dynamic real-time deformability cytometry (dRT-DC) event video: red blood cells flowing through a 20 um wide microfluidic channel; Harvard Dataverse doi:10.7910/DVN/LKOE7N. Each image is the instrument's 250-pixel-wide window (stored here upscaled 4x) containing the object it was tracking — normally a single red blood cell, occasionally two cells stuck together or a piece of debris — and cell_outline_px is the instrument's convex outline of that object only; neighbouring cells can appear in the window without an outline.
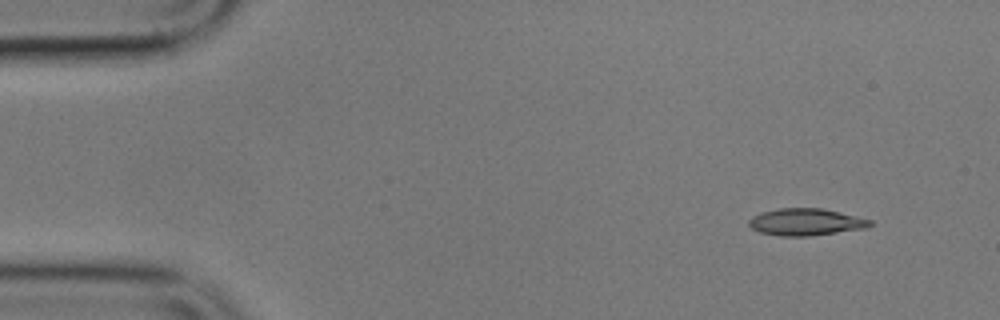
{"species": "common noctule bat (a hibernating species)", "species_latin": "Nyctalus noctula", "temperature_condition": "cold", "stored_images_in_passage": 4, "camera_frame_rate_fps": 3000, "um_per_image_px": 0.085, "animal": {"sex": "male", "body_mass_g": 17.9}, "frame": {"image": 1, "passage_image": 1, "time_ms": 0.0, "image_size_px": [1000, 320], "cell_outline_px": [[872, 224], [868, 228], [812, 236], [780, 236], [760, 232], [752, 228], [748, 224], [748, 220], [752, 216], [760, 212], [780, 208], [820, 208], [872, 220]], "centroid_in_image_um": [68.47, 18.88], "position_along_channel_um": 16.5, "area_um2": 19.07}}
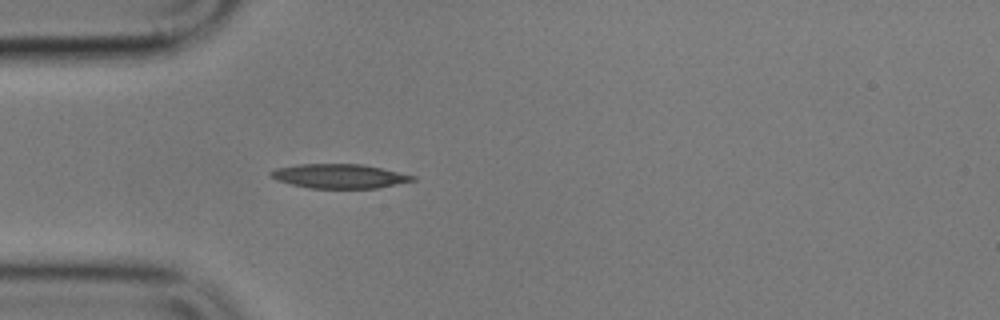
{"frame": {"image": 2, "passage_image": 4, "time_ms": 3.667, "image_size_px": [1000, 320], "cell_outline_px": [[416, 180], [376, 188], [308, 188], [276, 180], [268, 176], [268, 172], [276, 168], [296, 164], [364, 164], [416, 176]], "centroid_in_image_um": [28.8, 14.96], "position_along_channel_um": 56.2, "area_um2": 20.11}}